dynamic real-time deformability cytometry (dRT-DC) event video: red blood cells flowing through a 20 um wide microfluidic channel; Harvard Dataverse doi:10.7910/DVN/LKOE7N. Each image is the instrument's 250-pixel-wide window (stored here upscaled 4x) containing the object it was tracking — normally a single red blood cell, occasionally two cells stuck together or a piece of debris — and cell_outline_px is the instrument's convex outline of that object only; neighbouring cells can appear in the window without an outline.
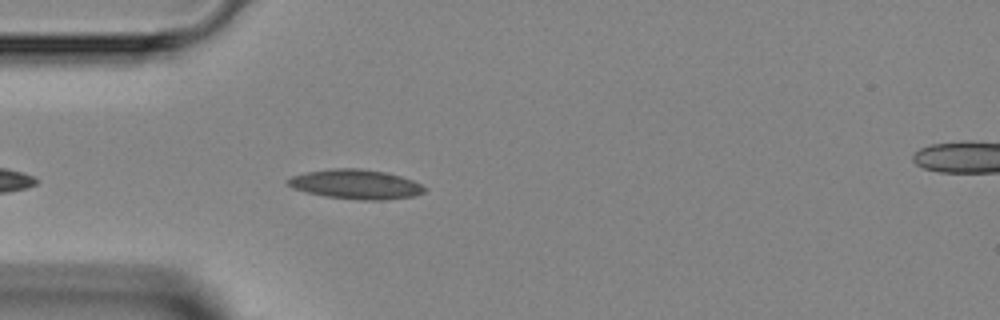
{"species": "Egyptian fruit bat (a non-hibernating species)", "species_latin": "Rousettus aegyptiacus", "temperature_condition": "room temperature", "stored_images_in_passage": 3, "camera_frame_rate_fps": 3000, "um_per_image_px": 0.085, "animal": {"sex": "female"}, "frame": {"image": 1, "passage_image": 3, "time_ms": 2.333, "image_size_px": [1000, 320], "cell_outline_px": [[424, 192], [412, 196], [384, 200], [360, 200], [324, 196], [292, 188], [284, 184], [284, 180], [292, 176], [304, 172], [332, 168], [360, 168], [388, 172], [412, 180], [420, 184], [424, 188]], "centroid_in_image_um": [30.17, 15.65], "position_along_channel_um": 54.8, "area_um2": 23.64}}